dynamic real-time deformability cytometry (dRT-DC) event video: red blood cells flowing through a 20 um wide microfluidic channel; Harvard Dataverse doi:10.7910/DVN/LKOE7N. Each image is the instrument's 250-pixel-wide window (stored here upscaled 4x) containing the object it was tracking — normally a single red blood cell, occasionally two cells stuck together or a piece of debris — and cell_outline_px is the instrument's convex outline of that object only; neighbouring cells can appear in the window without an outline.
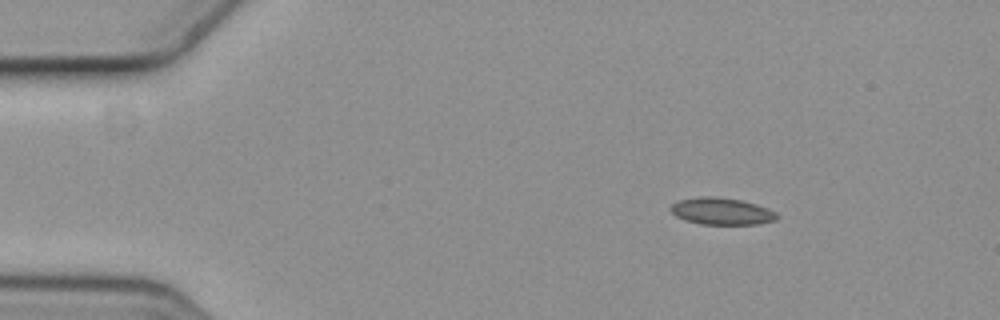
{"species": "common noctule bat (a hibernating species)", "species_latin": "Nyctalus noctula", "temperature_condition": "cold", "stored_images_in_passage": 4, "camera_frame_rate_fps": 3000, "um_per_image_px": 0.085, "animal": {"sex": "female", "body_mass_g": 19.3, "forearm_length_mm": 54.1}, "frame": {"image": 1, "passage_image": 3, "time_ms": 0.667, "image_size_px": [1000, 320], "cell_outline_px": [[780, 216], [776, 220], [760, 224], [700, 224], [684, 220], [676, 216], [668, 208], [672, 204], [680, 200], [700, 196], [716, 196], [740, 200], [756, 204], [768, 208], [776, 212]], "centroid_in_image_um": [61.35, 17.96], "position_along_channel_um": 23.7, "area_um2": 16.82}}